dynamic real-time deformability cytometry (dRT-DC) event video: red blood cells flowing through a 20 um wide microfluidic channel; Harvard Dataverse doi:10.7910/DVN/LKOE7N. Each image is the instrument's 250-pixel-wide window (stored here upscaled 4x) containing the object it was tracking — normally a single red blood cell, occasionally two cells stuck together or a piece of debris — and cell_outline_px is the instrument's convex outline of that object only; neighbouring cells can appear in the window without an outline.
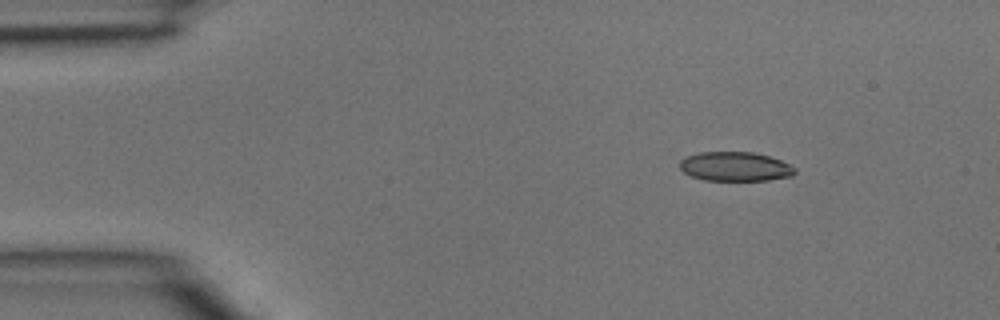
{"species": "common noctule bat (a hibernating species)", "species_latin": "Nyctalus noctula", "temperature_condition": "room temperature", "stored_images_in_passage": 3, "camera_frame_rate_fps": 3000, "um_per_image_px": 0.085, "animal": {"sex": "male", "body_mass_g": 15.6}, "frame": {"image": 1, "passage_image": 1, "time_ms": 0.0, "image_size_px": [1000, 320], "cell_outline_px": [[796, 172], [792, 176], [768, 180], [704, 180], [692, 176], [684, 172], [680, 168], [680, 160], [688, 156], [700, 152], [752, 152], [768, 156], [780, 160], [796, 168]], "centroid_in_image_um": [62.5, 14.16], "position_along_channel_um": 22.5, "area_um2": 19.48}}
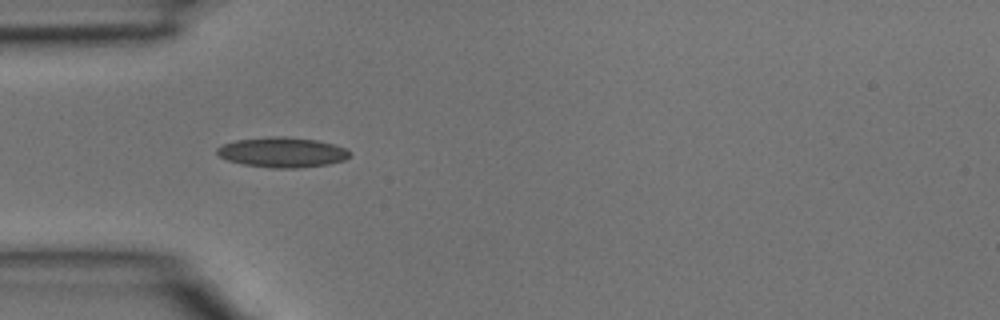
{"frame": {"image": 2, "passage_image": 3, "time_ms": 0.667, "image_size_px": [1000, 320], "cell_outline_px": [[352, 156], [344, 160], [328, 164], [300, 168], [276, 168], [244, 164], [228, 160], [220, 156], [216, 152], [216, 148], [224, 144], [236, 140], [268, 136], [284, 136], [316, 140], [332, 144], [344, 148], [352, 152]], "centroid_in_image_um": [24.02, 12.94], "position_along_channel_um": 61.0, "area_um2": 23.24}}